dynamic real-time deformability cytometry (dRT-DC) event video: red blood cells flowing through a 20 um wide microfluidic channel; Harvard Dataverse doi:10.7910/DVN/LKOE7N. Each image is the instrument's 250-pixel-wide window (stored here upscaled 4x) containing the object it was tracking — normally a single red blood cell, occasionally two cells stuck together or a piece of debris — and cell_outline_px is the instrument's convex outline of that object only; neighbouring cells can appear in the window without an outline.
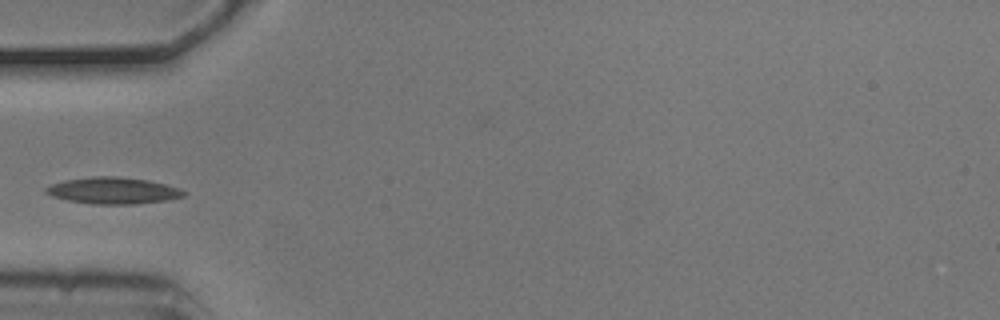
{"species": "common noctule bat (a hibernating species)", "species_latin": "Nyctalus noctula", "temperature_condition": "cold", "stored_images_in_passage": 4, "camera_frame_rate_fps": 3000, "um_per_image_px": 0.085, "animal": {"sex": "male", "body_mass_g": 20.5, "forearm_length_mm": 52.5}, "frame": {"image": 1, "passage_image": 4, "time_ms": 1.0, "image_size_px": [1000, 320], "cell_outline_px": [[188, 192], [184, 196], [168, 200], [136, 204], [92, 204], [68, 200], [52, 196], [44, 192], [44, 188], [52, 184], [64, 180], [92, 176], [120, 176], [148, 180], [180, 188]], "centroid_in_image_um": [9.62, 16.2], "position_along_channel_um": 75.4, "area_um2": 21.5}}